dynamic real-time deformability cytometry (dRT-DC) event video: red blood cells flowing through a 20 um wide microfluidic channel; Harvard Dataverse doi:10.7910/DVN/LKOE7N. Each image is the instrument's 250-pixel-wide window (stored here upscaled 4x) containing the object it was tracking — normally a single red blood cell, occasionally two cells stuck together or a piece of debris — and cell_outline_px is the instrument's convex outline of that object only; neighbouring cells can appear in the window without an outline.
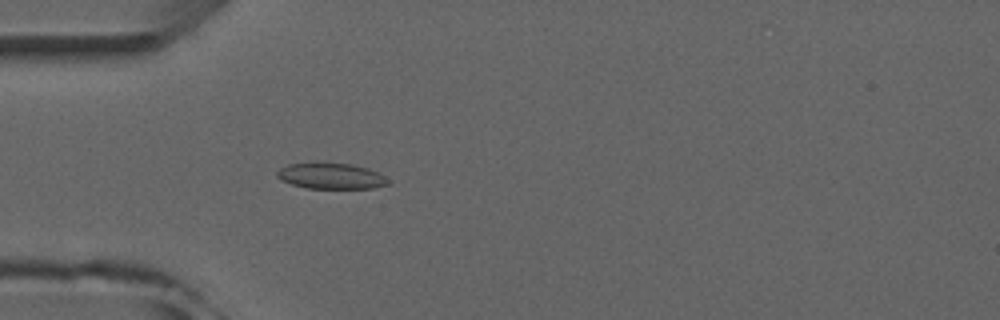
{"species": "common noctule bat (a hibernating species)", "species_latin": "Nyctalus noctula", "temperature_condition": "room temperature", "stored_images_in_passage": 5, "camera_frame_rate_fps": 3000, "um_per_image_px": 0.085, "animal": {"sex": "male", "forearm_length_mm": 52.5}, "frame": {"image": 1, "passage_image": 5, "time_ms": 4.667, "image_size_px": [1000, 320], "cell_outline_px": [[392, 184], [372, 188], [308, 188], [292, 184], [280, 180], [276, 176], [276, 172], [280, 168], [288, 164], [316, 160], [352, 164], [368, 168], [384, 176]], "centroid_in_image_um": [28.09, 14.92], "position_along_channel_um": 56.9, "area_um2": 17.34}}